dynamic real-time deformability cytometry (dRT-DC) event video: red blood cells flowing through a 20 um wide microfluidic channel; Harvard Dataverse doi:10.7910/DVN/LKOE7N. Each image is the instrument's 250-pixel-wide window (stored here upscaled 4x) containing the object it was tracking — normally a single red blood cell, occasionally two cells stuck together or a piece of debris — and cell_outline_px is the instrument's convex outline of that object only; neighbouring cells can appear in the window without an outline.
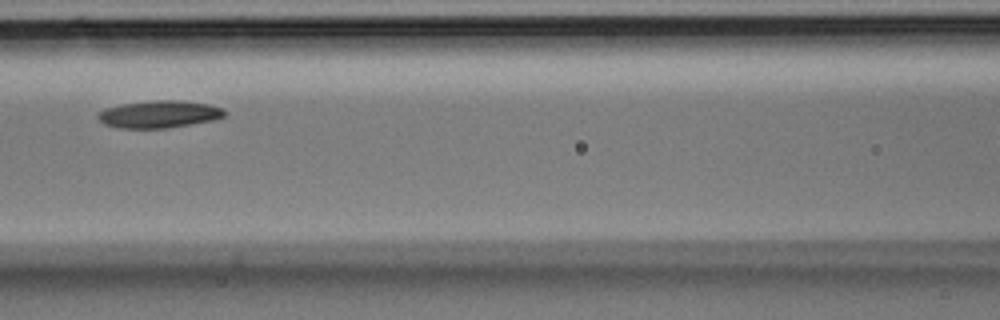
{"species": "Egyptian fruit bat (a non-hibernating species)", "species_latin": "Rousettus aegyptiacus", "temperature_condition": "room temperature", "stored_images_in_passage": 8, "segment_of_instrument_passage": [1, 2], "camera_frame_rate_fps": 3000, "um_per_image_px": 0.085, "animal": {"sex": "male"}, "frame": {"image": 1, "passage_image": 6, "time_ms": 1.667, "image_size_px": [1000, 320], "cell_outline_px": [[228, 112], [224, 116], [216, 120], [168, 128], [120, 128], [104, 124], [96, 116], [104, 108], [120, 104], [152, 100], [184, 100], [208, 104], [224, 108]], "centroid_in_image_um": [13.57, 9.7], "position_along_channel_um": 153.0, "area_um2": 20.46}}